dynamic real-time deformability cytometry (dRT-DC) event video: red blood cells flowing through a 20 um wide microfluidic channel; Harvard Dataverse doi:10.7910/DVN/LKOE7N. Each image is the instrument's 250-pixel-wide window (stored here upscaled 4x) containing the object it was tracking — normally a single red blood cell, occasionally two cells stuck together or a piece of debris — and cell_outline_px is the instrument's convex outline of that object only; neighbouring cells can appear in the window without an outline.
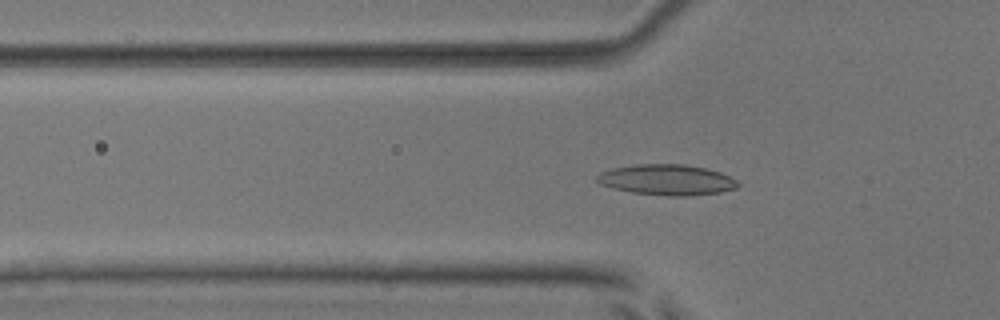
{"species": "common noctule bat (a hibernating species)", "species_latin": "Nyctalus noctula", "temperature_condition": "room temperature", "stored_images_in_passage": 53, "camera_frame_rate_fps": 3000, "um_per_image_px": 0.085, "animal": {"sex": "male", "body_mass_g": 17.9, "forearm_length_mm": 54.2}, "frame": {"image": 1, "passage_image": 18, "time_ms": 5.667, "image_size_px": [1000, 320], "cell_outline_px": [[740, 184], [736, 188], [720, 192], [688, 196], [668, 196], [632, 192], [612, 188], [600, 184], [596, 180], [596, 176], [600, 172], [612, 168], [636, 164], [684, 164], [704, 168], [720, 172], [736, 180]], "centroid_in_image_um": [56.66, 15.28], "position_along_channel_um": 69.1, "area_um2": 25.14}}
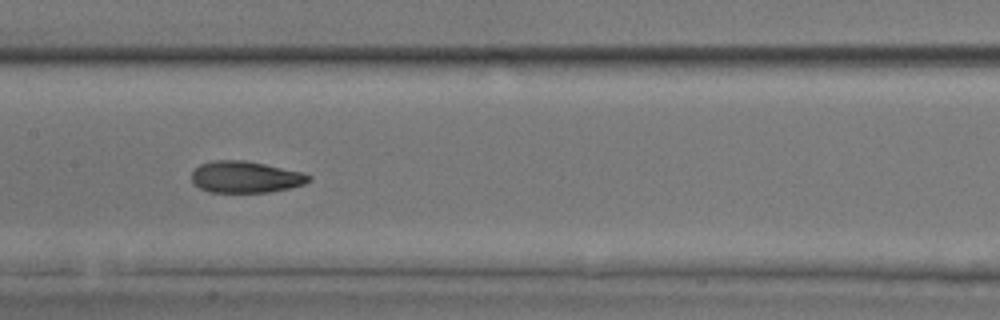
{"frame": {"image": 2, "passage_image": 27, "time_ms": 8.667, "image_size_px": [1000, 320], "cell_outline_px": [[312, 180], [304, 184], [288, 188], [268, 192], [208, 192], [192, 184], [192, 172], [200, 164], [212, 160], [248, 160], [304, 172], [312, 176]], "centroid_in_image_um": [20.88, 15.03], "position_along_channel_um": 186.5, "area_um2": 21.85}}
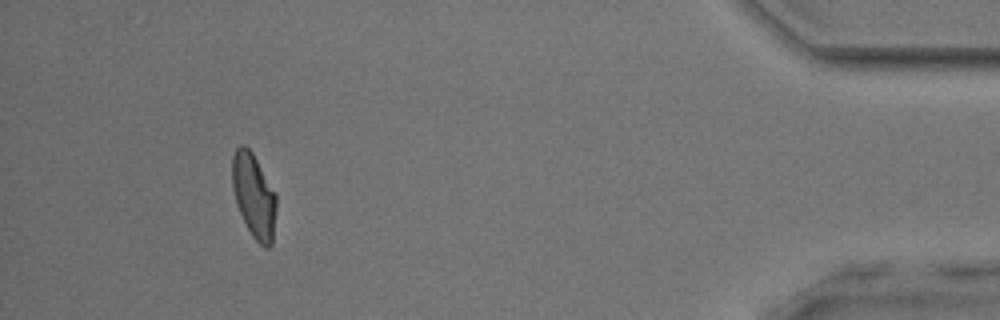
{"frame": {"image": 3, "passage_image": 49, "time_ms": 16.0, "image_size_px": [1000, 320], "cell_outline_px": [[276, 208], [272, 244], [268, 248], [264, 248], [252, 236], [236, 204], [232, 188], [232, 156], [236, 148], [240, 144], [244, 144], [252, 152], [276, 196]], "centroid_in_image_um": [21.56, 16.64], "position_along_channel_um": 413.6, "area_um2": 21.39}, "authors_computed_cell_mechanics": {"area_um2": 22.0796, "velocity_mm_per_s": 3.9307, "shape_relaxation_time_tau1_ms": 4.2823, "shape_relaxation_time_tau2_ms": 1.854, "deformation_change_tau1": 0.1628, "deformation_change_tau2": 0.0813}}